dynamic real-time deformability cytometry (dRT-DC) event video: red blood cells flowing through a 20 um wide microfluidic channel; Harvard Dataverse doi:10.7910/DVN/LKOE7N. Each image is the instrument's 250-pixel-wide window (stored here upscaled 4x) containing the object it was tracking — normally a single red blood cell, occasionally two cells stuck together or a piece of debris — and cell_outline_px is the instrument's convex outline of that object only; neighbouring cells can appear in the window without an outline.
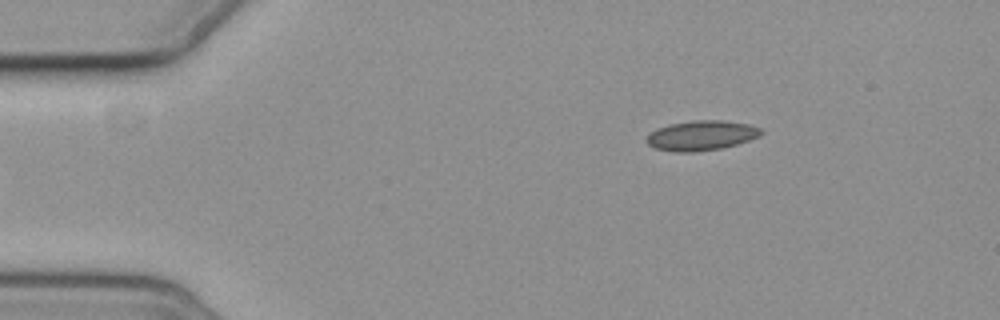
{"species": "common noctule bat (a hibernating species)", "species_latin": "Nyctalus noctula", "temperature_condition": "cold", "stored_images_in_passage": 5, "camera_frame_rate_fps": 3000, "um_per_image_px": 0.085, "animal": {"sex": "female", "body_mass_g": 19.3, "forearm_length_mm": 54.1}, "frame": {"image": 1, "passage_image": 5, "time_ms": 4.667, "image_size_px": [1000, 320], "cell_outline_px": [[764, 132], [760, 136], [736, 144], [720, 148], [696, 152], [676, 152], [656, 148], [648, 144], [644, 140], [652, 132], [668, 124], [692, 120], [720, 120], [748, 124], [760, 128]], "centroid_in_image_um": [59.62, 11.51], "position_along_channel_um": 25.4, "area_um2": 19.77}}